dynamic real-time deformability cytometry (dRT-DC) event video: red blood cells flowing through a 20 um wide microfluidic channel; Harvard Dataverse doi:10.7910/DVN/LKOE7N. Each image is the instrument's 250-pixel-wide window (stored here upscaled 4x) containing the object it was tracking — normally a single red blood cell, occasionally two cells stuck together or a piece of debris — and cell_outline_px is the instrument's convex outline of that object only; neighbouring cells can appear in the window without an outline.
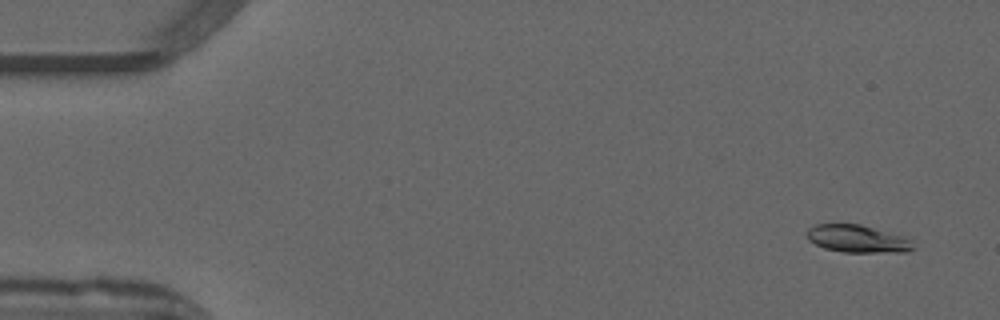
{"species": "common noctule bat (a hibernating species)", "species_latin": "Nyctalus noctula", "temperature_condition": "warm", "stored_images_in_passage": 52, "camera_frame_rate_fps": 3000, "um_per_image_px": 0.085, "animal": {"sex": "male", "forearm_length_mm": 52.5}, "frame": {"image": 1, "passage_image": 3, "time_ms": 0.667, "image_size_px": [1000, 320], "cell_outline_px": [[916, 248], [908, 252], [844, 252], [824, 248], [808, 240], [804, 232], [808, 228], [816, 224], [860, 224], [908, 240]], "centroid_in_image_um": [72.77, 20.31], "position_along_channel_um": 12.2, "area_um2": 16.65}}
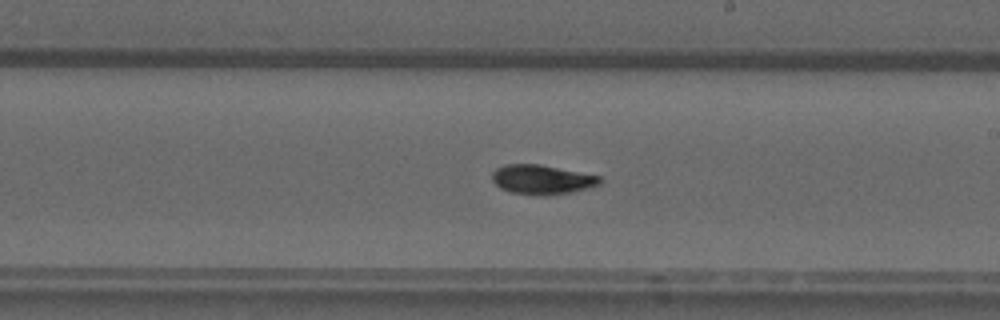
{"frame": {"image": 2, "passage_image": 30, "time_ms": 9.667, "image_size_px": [1000, 320], "cell_outline_px": [[604, 180], [600, 184], [588, 188], [548, 196], [536, 196], [512, 192], [500, 188], [492, 180], [492, 172], [496, 168], [504, 164], [540, 164], [600, 176]], "centroid_in_image_um": [46.06, 15.26], "position_along_channel_um": 242.9, "area_um2": 18.61}}
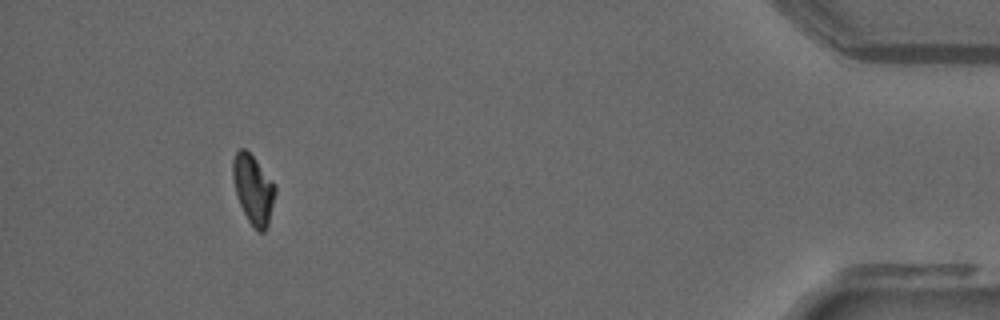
{"frame": {"image": 3, "passage_image": 48, "time_ms": 15.667, "image_size_px": [1000, 320], "cell_outline_px": [[276, 192], [268, 224], [264, 232], [256, 232], [248, 220], [236, 196], [232, 176], [232, 160], [236, 152], [240, 148], [244, 148], [256, 160], [276, 184]], "centroid_in_image_um": [21.52, 16.1], "position_along_channel_um": 413.7, "area_um2": 17.17}, "authors_computed_cell_mechanics": {"area_um2": 17.5134, "velocity_mm_per_s": 3.959, "shape_relaxation_time_tau1_ms": 5.0882, "shape_relaxation_time_tau2_ms": 5.6639, "deformation_change_tau1": 0.1814, "deformation_change_tau2": 0.0994}}